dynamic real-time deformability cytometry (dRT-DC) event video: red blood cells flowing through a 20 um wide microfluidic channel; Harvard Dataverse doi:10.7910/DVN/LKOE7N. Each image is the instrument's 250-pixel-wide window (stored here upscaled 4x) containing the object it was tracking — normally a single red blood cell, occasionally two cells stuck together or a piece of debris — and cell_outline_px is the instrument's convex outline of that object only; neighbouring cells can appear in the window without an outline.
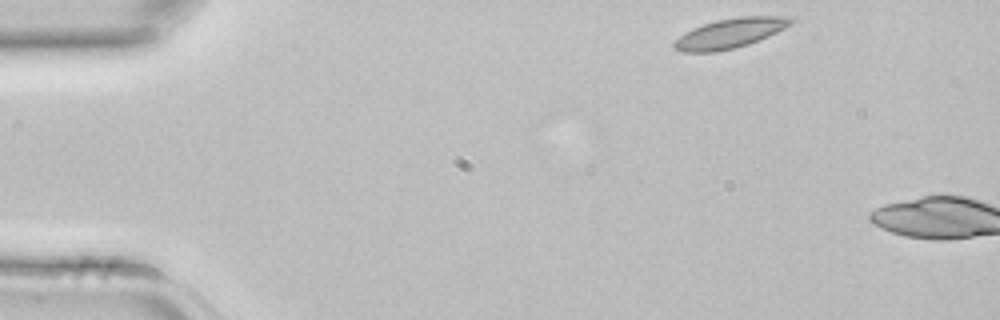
{"species": "common noctule bat (a hibernating species)", "species_latin": "Nyctalus noctula", "temperature_condition": "room temperature", "stored_images_in_passage": 2, "camera_frame_rate_fps": 3000, "um_per_image_px": 0.085, "animal": {"sex": "female", "body_mass_g": 22.7, "forearm_length_mm": 54.2}, "frame": {"image": 1, "passage_image": 1, "time_ms": 0.0, "image_size_px": [1000, 320], "cell_outline_px": [[796, 20], [792, 24], [768, 36], [748, 44], [716, 52], [680, 52], [672, 48], [672, 44], [684, 32], [692, 28], [716, 20], [740, 16], [792, 16]], "centroid_in_image_um": [62.05, 2.82], "position_along_channel_um": 23.0, "area_um2": 20.29}}